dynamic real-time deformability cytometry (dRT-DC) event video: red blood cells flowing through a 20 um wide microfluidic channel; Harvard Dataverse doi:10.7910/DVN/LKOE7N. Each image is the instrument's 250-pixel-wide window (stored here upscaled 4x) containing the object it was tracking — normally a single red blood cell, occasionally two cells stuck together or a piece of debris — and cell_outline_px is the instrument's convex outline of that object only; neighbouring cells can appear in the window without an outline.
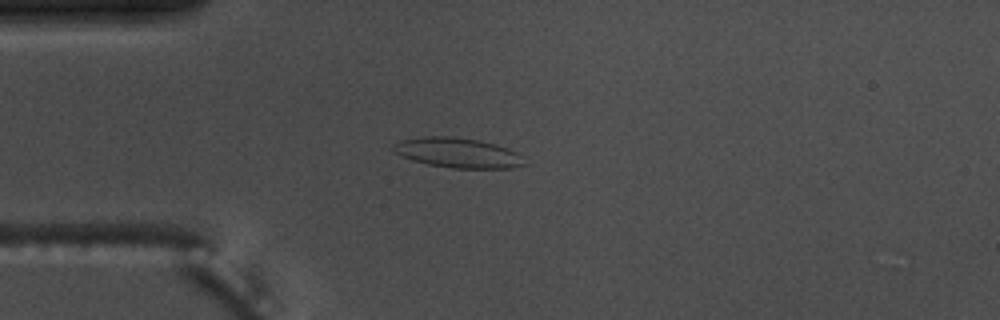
{"species": "common noctule bat (a hibernating species)", "species_latin": "Nyctalus noctula", "temperature_condition": "warm", "stored_images_in_passage": 55, "camera_frame_rate_fps": 3000, "um_per_image_px": 0.085, "animal": {"sex": "male", "body_mass_g": 17.5, "forearm_length_mm": 52.3}, "frame": {"image": 1, "passage_image": 14, "time_ms": 4.333, "image_size_px": [1000, 320], "cell_outline_px": [[528, 164], [512, 168], [452, 168], [428, 164], [412, 160], [392, 152], [392, 144], [400, 140], [424, 136], [452, 136], [476, 140], [496, 144], [508, 148], [516, 152]], "centroid_in_image_um": [38.88, 12.98], "position_along_channel_um": 46.1, "area_um2": 22.95}}
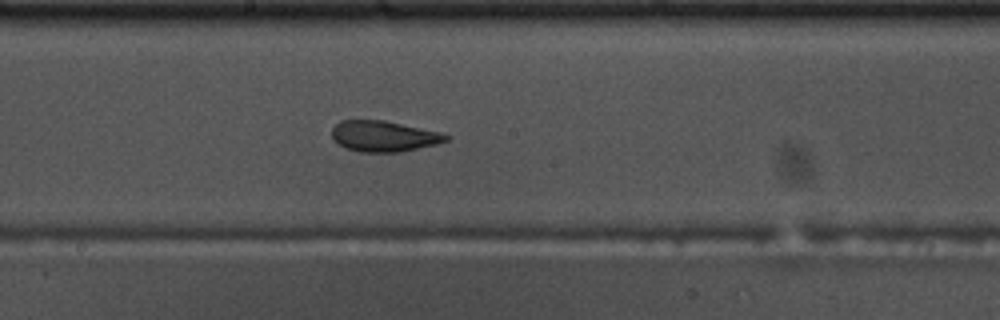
{"frame": {"image": 2, "passage_image": 29, "time_ms": 9.333, "image_size_px": [1000, 320], "cell_outline_px": [[452, 136], [448, 140], [436, 144], [400, 152], [360, 152], [344, 148], [332, 140], [332, 128], [340, 120], [384, 120], [440, 132]], "centroid_in_image_um": [32.59, 11.58], "position_along_channel_um": 215.6, "area_um2": 20.63}}
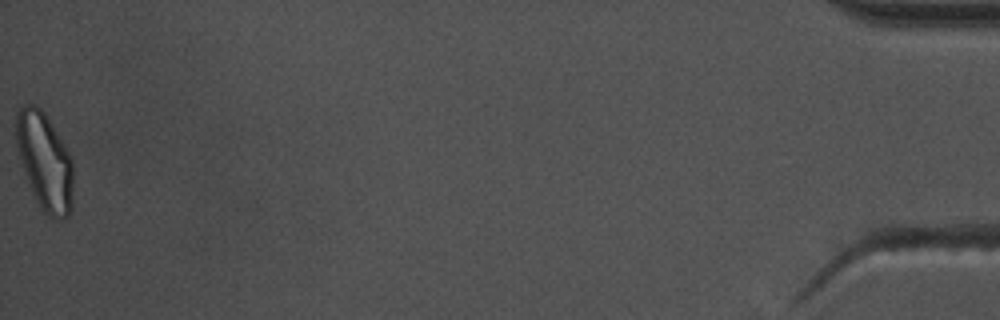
{"frame": {"image": 3, "passage_image": 55, "time_ms": 18.0, "image_size_px": [1000, 320], "cell_outline_px": [[72, 208], [68, 216], [60, 220], [48, 216], [40, 208], [32, 192], [16, 148], [16, 108], [24, 104], [32, 104], [40, 108], [44, 112], [64, 144], [72, 160]], "centroid_in_image_um": [3.78, 13.72], "position_along_channel_um": 431.4, "area_um2": 32.37}, "authors_computed_cell_mechanics": {"area_um2": 22.4842, "velocity_mm_per_s": 3.6954, "shape_relaxation_time_tau1_ms": 3.5087, "shape_relaxation_time_tau2_ms": 1.2829, "deformation_change_tau1": 0.1436, "deformation_change_tau2": 0.0917}}